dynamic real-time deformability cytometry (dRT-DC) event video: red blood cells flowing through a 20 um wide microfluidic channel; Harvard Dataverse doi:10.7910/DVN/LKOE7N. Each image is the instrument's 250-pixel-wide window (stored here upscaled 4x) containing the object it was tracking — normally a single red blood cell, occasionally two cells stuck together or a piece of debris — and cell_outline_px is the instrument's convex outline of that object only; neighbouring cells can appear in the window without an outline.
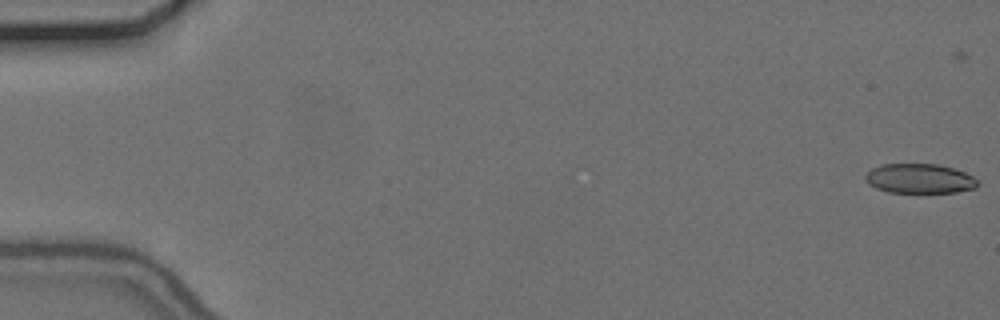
{"species": "common noctule bat (a hibernating species)", "species_latin": "Nyctalus noctula", "temperature_condition": "cold", "stored_images_in_passage": 57, "camera_frame_rate_fps": 3000, "um_per_image_px": 0.085, "animal": {"sex": "female", "body_mass_g": 24.6, "forearm_length_mm": 56.2}, "frame": {"image": 1, "passage_image": 2, "time_ms": 0.333, "image_size_px": [1000, 320], "cell_outline_px": [[976, 188], [956, 192], [888, 192], [876, 188], [864, 176], [872, 168], [880, 164], [936, 164], [952, 168], [964, 172], [972, 176], [976, 180]], "centroid_in_image_um": [78.16, 15.17], "position_along_channel_um": 6.8, "area_um2": 19.02}}
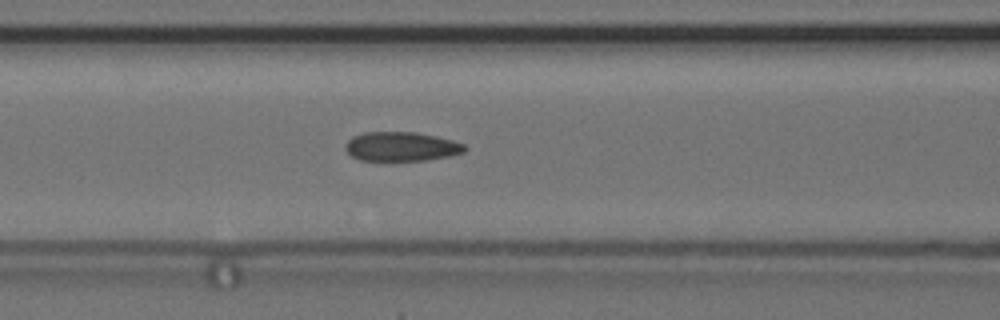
{"frame": {"image": 2, "passage_image": 25, "time_ms": 8.0, "image_size_px": [1000, 320], "cell_outline_px": [[468, 148], [464, 152], [452, 156], [424, 160], [360, 160], [352, 156], [344, 148], [344, 144], [352, 136], [364, 132], [416, 132], [436, 136], [452, 140], [464, 144]], "centroid_in_image_um": [34.12, 12.45], "position_along_channel_um": 132.5, "area_um2": 20.4}}
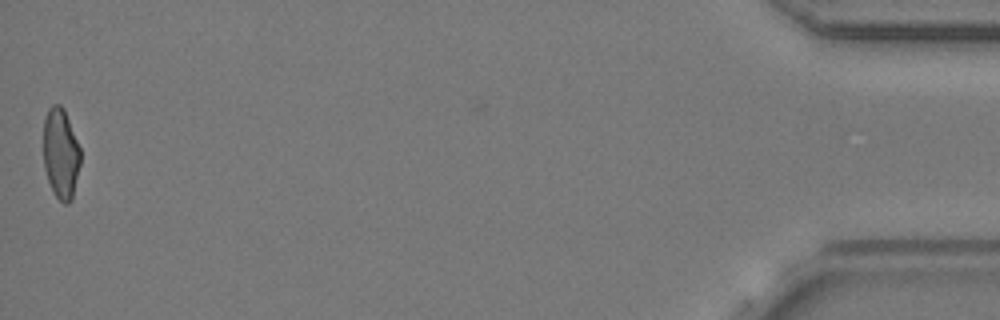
{"frame": {"image": 3, "passage_image": 57, "time_ms": 18.667, "image_size_px": [1000, 320], "cell_outline_px": [[80, 164], [72, 200], [68, 204], [64, 204], [52, 192], [44, 168], [44, 116], [48, 108], [52, 104], [60, 104], [64, 108], [80, 148]], "centroid_in_image_um": [5.16, 13.04], "position_along_channel_um": 430.0, "area_um2": 19.65}, "authors_computed_cell_mechanics": {"area_um2": 20.519, "velocity_mm_per_s": 3.6945, "shape_relaxation_time_tau1_ms": 8.3852, "shape_relaxation_time_tau2_ms": 1.7967, "deformation_change_tau1": 0.1767, "deformation_change_tau2": 0.0674}}